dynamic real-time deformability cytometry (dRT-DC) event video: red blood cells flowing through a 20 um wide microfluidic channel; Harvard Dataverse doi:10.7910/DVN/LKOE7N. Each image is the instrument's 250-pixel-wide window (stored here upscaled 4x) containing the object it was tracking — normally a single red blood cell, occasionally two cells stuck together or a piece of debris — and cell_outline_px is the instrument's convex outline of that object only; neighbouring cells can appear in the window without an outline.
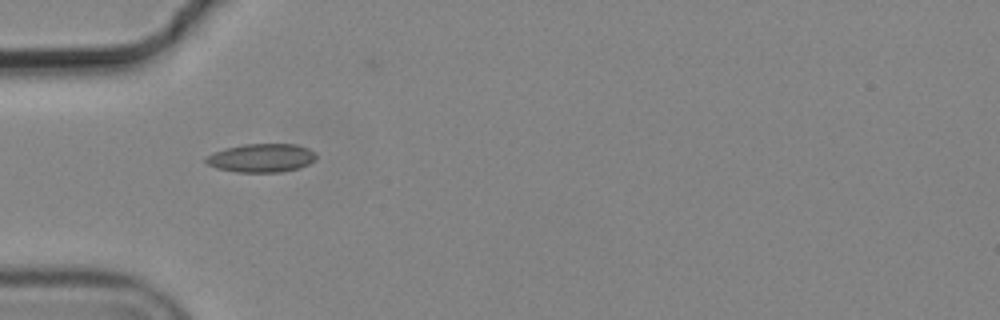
{"species": "common noctule bat (a hibernating species)", "species_latin": "Nyctalus noctula", "temperature_condition": "cold", "stored_images_in_passage": 2, "camera_frame_rate_fps": 3000, "um_per_image_px": 0.085, "animal": {"sex": "male", "body_mass_g": 19.2, "forearm_length_mm": 51.8}, "frame": {"image": 1, "passage_image": 1, "time_ms": 0.0, "image_size_px": [1000, 320], "cell_outline_px": [[316, 160], [300, 168], [280, 172], [236, 172], [216, 168], [208, 164], [204, 160], [204, 156], [212, 152], [224, 148], [244, 144], [296, 144], [308, 148], [316, 152]], "centroid_in_image_um": [22.21, 13.42], "position_along_channel_um": 62.8, "area_um2": 18.61}}
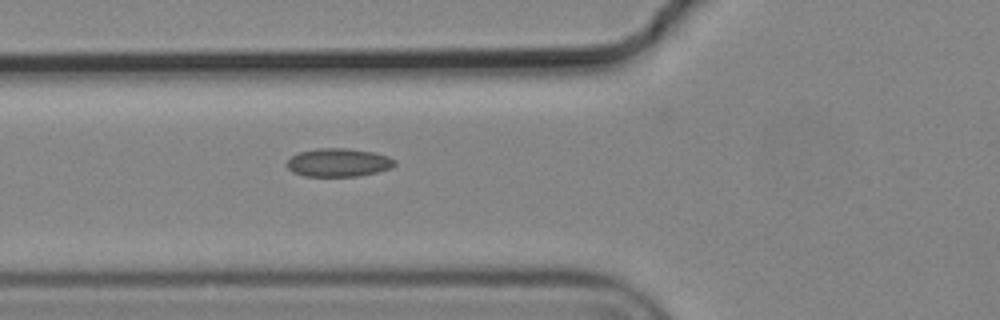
{"frame": {"image": 2, "passage_image": 2, "time_ms": 0.333, "image_size_px": [1000, 320], "cell_outline_px": [[396, 164], [392, 168], [376, 172], [356, 176], [304, 176], [292, 172], [288, 168], [288, 160], [292, 156], [300, 152], [316, 148], [348, 148], [372, 152], [388, 156], [396, 160]], "centroid_in_image_um": [28.78, 13.81], "position_along_channel_um": 97.0, "area_um2": 17.74}}